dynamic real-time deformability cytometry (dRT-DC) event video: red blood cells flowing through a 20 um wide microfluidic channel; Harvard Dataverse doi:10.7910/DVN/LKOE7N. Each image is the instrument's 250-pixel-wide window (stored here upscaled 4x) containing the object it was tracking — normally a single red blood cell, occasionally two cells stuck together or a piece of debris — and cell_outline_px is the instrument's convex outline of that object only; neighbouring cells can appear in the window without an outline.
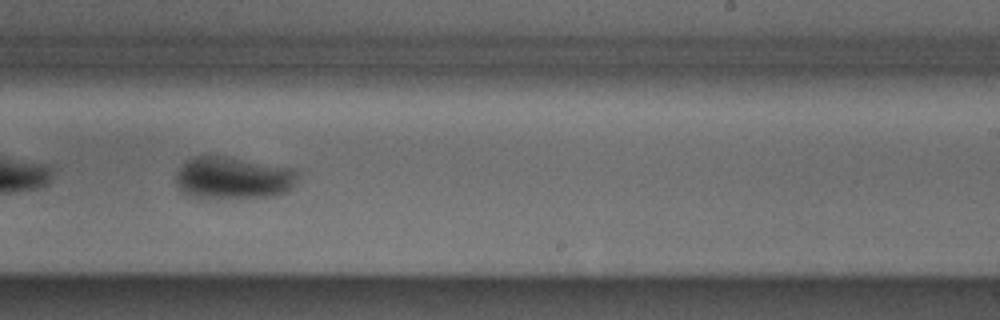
{"species": "Egyptian fruit bat (a non-hibernating species)", "species_latin": "Rousettus aegyptiacus", "temperature_condition": "cold", "stored_images_in_passage": 30, "camera_frame_rate_fps": 3000, "um_per_image_px": 0.085, "animal": {"sex": "male"}, "frame": {"image": 1, "passage_image": 22, "time_ms": 7.0, "image_size_px": [1000, 320], "cell_outline_px": [[300, 172], [292, 188], [288, 192], [272, 196], [192, 196], [180, 192], [176, 184], [176, 172], [188, 160], [196, 156], [224, 156], [300, 168]], "centroid_in_image_um": [19.9, 15.08], "position_along_channel_um": 269.1, "area_um2": 29.82}}